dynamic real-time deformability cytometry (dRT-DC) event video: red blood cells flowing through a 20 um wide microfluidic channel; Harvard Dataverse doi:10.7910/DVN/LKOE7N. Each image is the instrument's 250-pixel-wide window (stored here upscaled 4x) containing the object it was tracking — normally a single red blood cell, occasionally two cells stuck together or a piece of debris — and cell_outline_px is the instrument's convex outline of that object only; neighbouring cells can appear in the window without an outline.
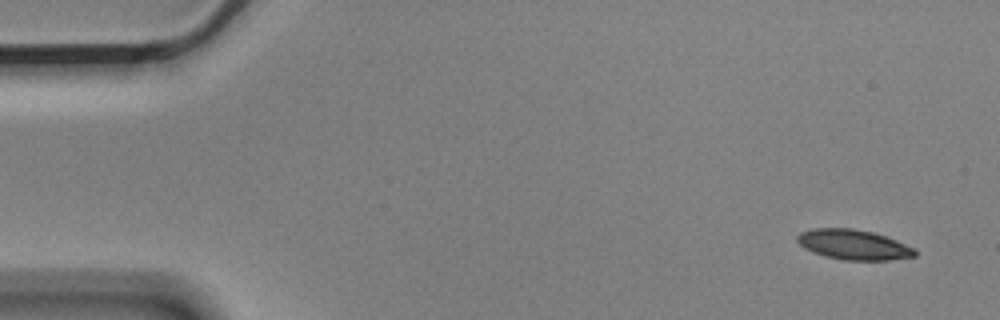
{"species": "Egyptian fruit bat (a non-hibernating species)", "species_latin": "Rousettus aegyptiacus", "temperature_condition": "cold", "stored_images_in_passage": 14, "camera_frame_rate_fps": 3000, "um_per_image_px": 0.085, "animal": {"sex": "male"}, "frame": {"image": 1, "passage_image": 1, "time_ms": 0.0, "image_size_px": [1000, 320], "cell_outline_px": [[916, 256], [888, 260], [844, 260], [828, 256], [804, 248], [796, 240], [796, 236], [800, 232], [812, 228], [852, 228], [872, 232], [896, 240], [916, 248]], "centroid_in_image_um": [72.56, 20.78], "position_along_channel_um": 12.4, "area_um2": 20.46}}
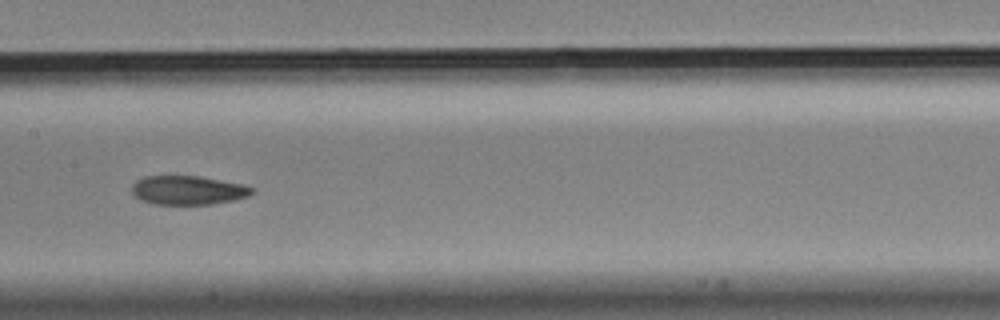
{"frame": {"image": 2, "passage_image": 7, "time_ms": 2.0, "image_size_px": [1000, 320], "cell_outline_px": [[256, 192], [248, 196], [232, 200], [212, 204], [152, 204], [140, 200], [132, 192], [132, 184], [136, 180], [144, 176], [200, 176], [244, 184], [256, 188]], "centroid_in_image_um": [16.01, 16.16], "position_along_channel_um": 191.4, "area_um2": 20.46}}
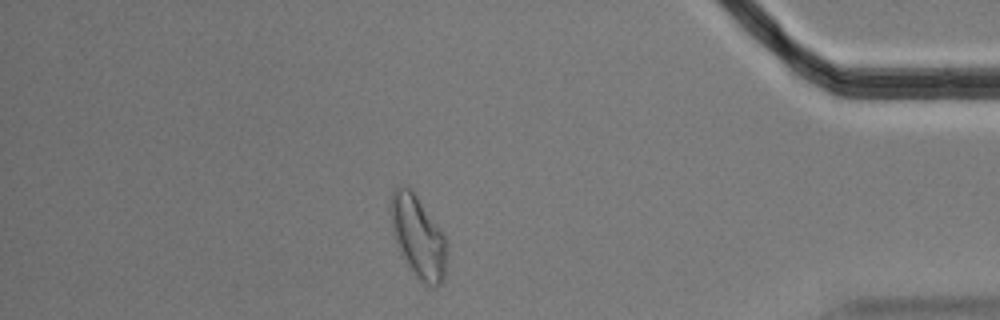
{"frame": {"image": 3, "passage_image": 13, "time_ms": 4.0, "image_size_px": [1000, 320], "cell_outline_px": [[448, 264], [444, 276], [440, 284], [436, 288], [432, 288], [424, 284], [408, 268], [396, 244], [392, 232], [388, 212], [388, 208], [392, 192], [400, 184], [408, 188], [416, 196], [444, 232], [448, 244]], "centroid_in_image_um": [35.55, 20.17], "position_along_channel_um": 399.7, "area_um2": 27.74}}